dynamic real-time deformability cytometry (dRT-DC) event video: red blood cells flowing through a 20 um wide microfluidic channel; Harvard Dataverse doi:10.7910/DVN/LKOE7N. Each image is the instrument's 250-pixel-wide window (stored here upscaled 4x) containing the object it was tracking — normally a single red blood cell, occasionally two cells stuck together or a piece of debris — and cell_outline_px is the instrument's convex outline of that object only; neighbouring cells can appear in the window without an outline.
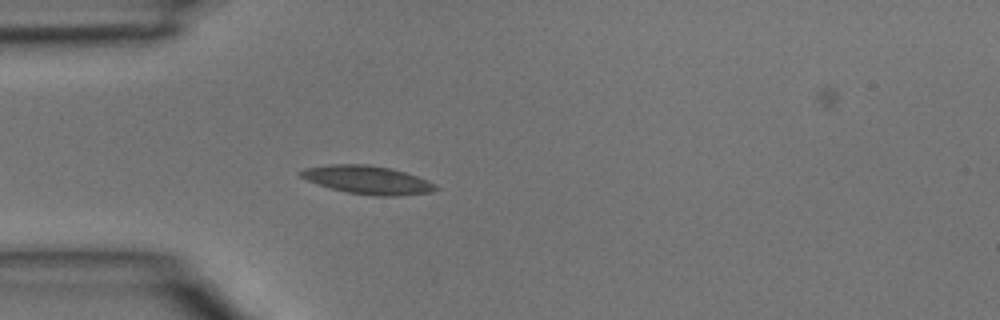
{"species": "common noctule bat (a hibernating species)", "species_latin": "Nyctalus noctula", "temperature_condition": "room temperature", "stored_images_in_passage": 1, "camera_frame_rate_fps": 3000, "um_per_image_px": 0.085, "animal": {"sex": "male", "body_mass_g": 15.6}, "frame": {"image": 1, "passage_image": 1, "time_ms": 0.0, "image_size_px": [1000, 320], "cell_outline_px": [[440, 188], [432, 192], [400, 196], [372, 196], [348, 192], [332, 188], [308, 180], [300, 176], [296, 172], [304, 168], [328, 164], [368, 164], [392, 168], [416, 176], [436, 184]], "centroid_in_image_um": [31.26, 15.29], "position_along_channel_um": 53.7, "area_um2": 22.31}}